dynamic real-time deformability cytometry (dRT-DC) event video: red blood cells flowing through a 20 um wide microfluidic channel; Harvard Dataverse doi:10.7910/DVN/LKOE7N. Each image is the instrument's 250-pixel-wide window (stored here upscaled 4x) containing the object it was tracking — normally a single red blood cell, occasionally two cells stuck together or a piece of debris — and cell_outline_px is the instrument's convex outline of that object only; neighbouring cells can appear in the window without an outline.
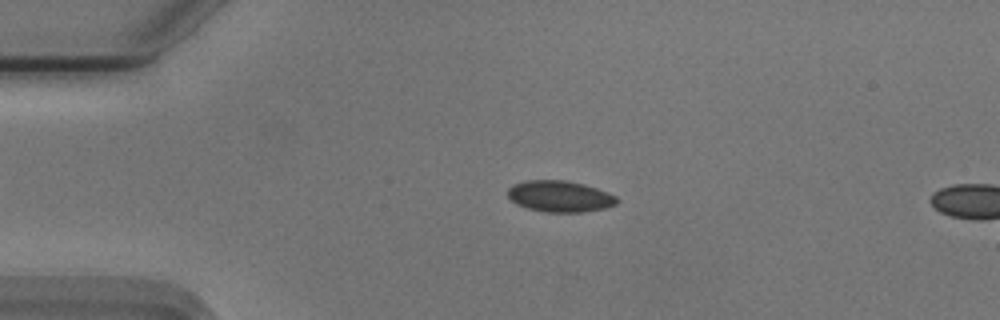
{"species": "Egyptian fruit bat (a non-hibernating species)", "species_latin": "Rousettus aegyptiacus", "temperature_condition": "cold", "stored_images_in_passage": 48, "camera_frame_rate_fps": 3000, "um_per_image_px": 0.085, "animal": {"sex": "male"}, "frame": {"image": 1, "passage_image": 6, "time_ms": 1.667, "image_size_px": [1000, 320], "cell_outline_px": [[620, 200], [616, 204], [604, 208], [580, 212], [544, 212], [528, 208], [516, 204], [508, 196], [508, 188], [512, 184], [528, 180], [564, 180], [584, 184], [608, 192], [616, 196]], "centroid_in_image_um": [47.58, 16.68], "position_along_channel_um": 37.4, "area_um2": 19.88}}
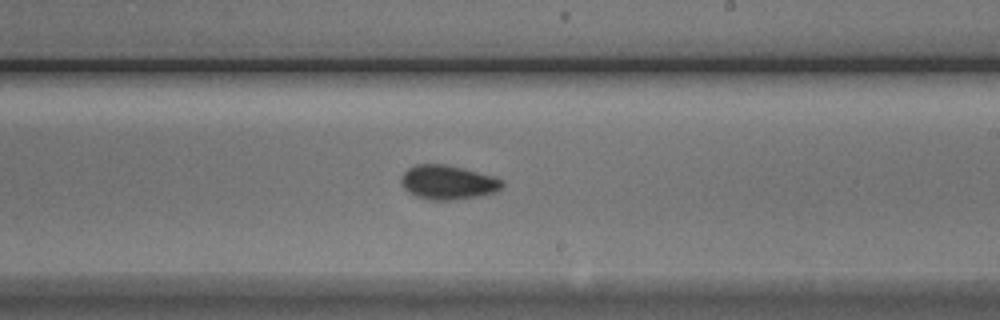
{"frame": {"image": 2, "passage_image": 26, "time_ms": 8.333, "image_size_px": [1000, 320], "cell_outline_px": [[504, 184], [496, 192], [484, 196], [456, 200], [428, 200], [416, 196], [408, 192], [400, 184], [400, 176], [408, 168], [416, 164], [444, 164], [464, 168], [496, 176], [504, 180]], "centroid_in_image_um": [38.09, 15.5], "position_along_channel_um": 250.9, "area_um2": 20.69}}
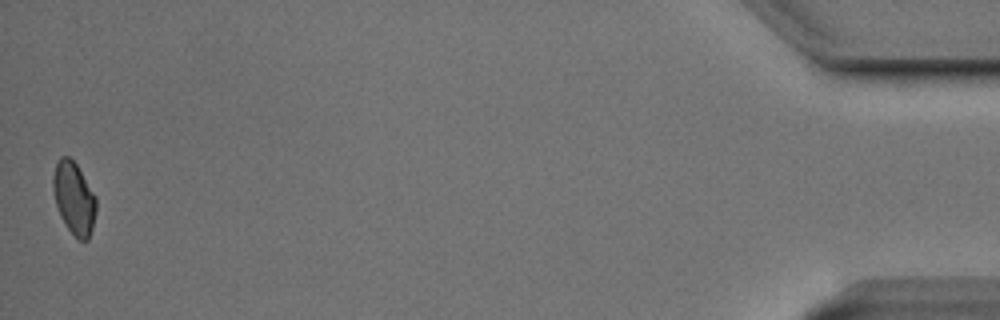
{"frame": {"image": 3, "passage_image": 48, "time_ms": 15.667, "image_size_px": [1000, 320], "cell_outline_px": [[96, 212], [92, 228], [88, 240], [80, 240], [64, 224], [60, 216], [56, 204], [52, 188], [52, 176], [56, 164], [60, 156], [68, 156], [76, 164], [96, 196]], "centroid_in_image_um": [6.28, 16.83], "position_along_channel_um": 428.9, "area_um2": 18.09}, "authors_computed_cell_mechanics": {"area_um2": 19.4208, "velocity_mm_per_s": 3.7276, "shape_relaxation_time_tau1_ms": 2.8428, "shape_relaxation_time_tau2_ms": 1.8062, "deformation_change_tau1": 0.057, "deformation_change_tau2": 0.0562}}